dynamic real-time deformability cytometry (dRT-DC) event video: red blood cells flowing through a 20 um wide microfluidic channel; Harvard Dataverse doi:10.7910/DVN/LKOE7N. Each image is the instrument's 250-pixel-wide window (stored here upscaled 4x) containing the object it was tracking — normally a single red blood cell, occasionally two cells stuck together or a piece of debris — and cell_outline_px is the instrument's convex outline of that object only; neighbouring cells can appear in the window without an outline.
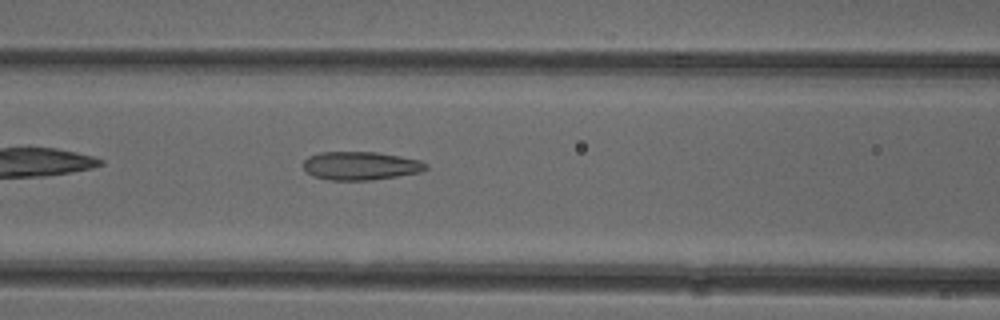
{"species": "common noctule bat (a hibernating species)", "species_latin": "Nyctalus noctula", "temperature_condition": "cold", "stored_images_in_passage": 38, "camera_frame_rate_fps": 3000, "um_per_image_px": 0.085, "animal": {"sex": "female"}, "frame": {"image": 1, "passage_image": 8, "time_ms": 2.333, "image_size_px": [1000, 320], "cell_outline_px": [[428, 168], [420, 172], [372, 180], [328, 180], [312, 176], [304, 168], [304, 160], [308, 156], [320, 152], [376, 152], [400, 156], [420, 160], [428, 164]], "centroid_in_image_um": [30.65, 14.09], "position_along_channel_um": 136.0, "area_um2": 20.29}}
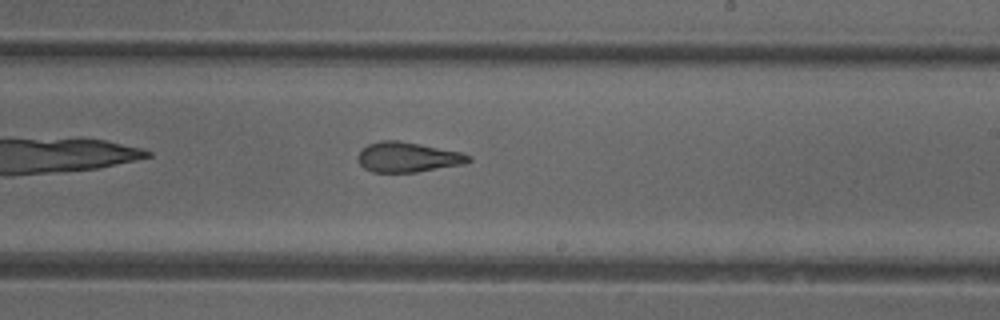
{"frame": {"image": 2, "passage_image": 17, "time_ms": 5.333, "image_size_px": [1000, 320], "cell_outline_px": [[472, 160], [464, 164], [416, 172], [372, 172], [364, 168], [360, 164], [356, 156], [368, 144], [380, 140], [396, 140], [420, 144], [460, 152], [472, 156]], "centroid_in_image_um": [34.65, 13.36], "position_along_channel_um": 254.3, "area_um2": 19.31}}
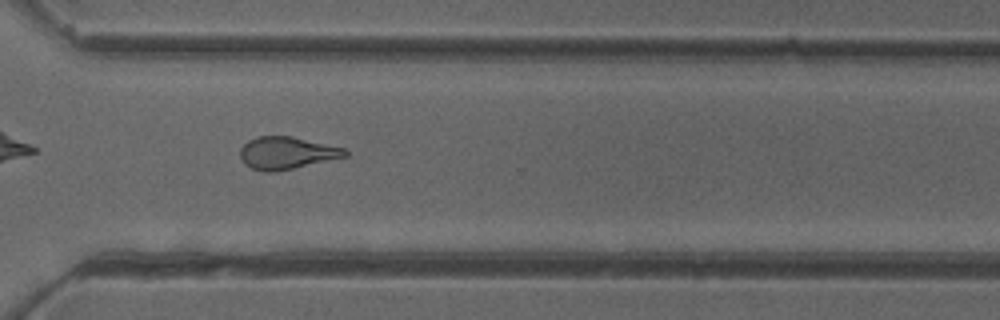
{"frame": {"image": 3, "passage_image": 24, "time_ms": 7.667, "image_size_px": [1000, 320], "cell_outline_px": [[348, 156], [292, 168], [272, 172], [264, 172], [252, 168], [244, 164], [240, 156], [240, 148], [248, 140], [256, 136], [292, 136], [344, 148], [348, 152]], "centroid_in_image_um": [24.34, 12.99], "position_along_channel_um": 346.3, "area_um2": 19.65}, "authors_computed_cell_mechanics": {"area_um2": 19.7098, "velocity_mm_per_s": 3.9468, "shape_relaxation_time_tau1_ms": null, "shape_relaxation_time_tau2_ms": 1.8201, "deformation_change_tau1": null, "deformation_change_tau2": 0.1043}}